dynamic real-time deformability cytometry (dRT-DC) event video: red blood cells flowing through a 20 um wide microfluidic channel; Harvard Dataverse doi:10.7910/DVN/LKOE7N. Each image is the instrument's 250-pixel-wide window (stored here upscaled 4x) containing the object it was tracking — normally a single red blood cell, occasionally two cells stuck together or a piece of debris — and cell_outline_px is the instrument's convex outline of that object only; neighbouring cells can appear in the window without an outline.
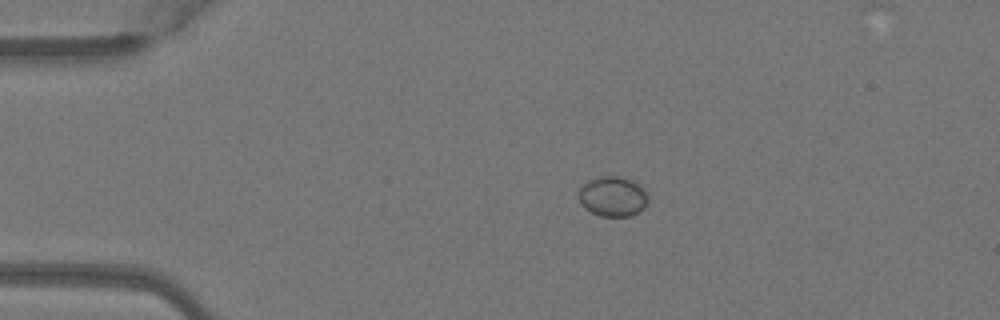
{"species": "Egyptian fruit bat (a non-hibernating species)", "species_latin": "Rousettus aegyptiacus", "temperature_condition": "warm", "stored_images_in_passage": 4, "camera_frame_rate_fps": 3000, "um_per_image_px": 0.085, "animal": {"sex": "female"}, "frame": {"image": 1, "passage_image": 2, "time_ms": 0.333, "image_size_px": [1000, 320], "cell_outline_px": [[648, 200], [644, 208], [632, 216], [600, 216], [584, 208], [580, 204], [580, 188], [588, 180], [596, 176], [620, 176], [632, 180], [640, 184], [644, 188], [648, 196]], "centroid_in_image_um": [52.11, 16.69], "position_along_channel_um": 32.9, "area_um2": 16.36}}